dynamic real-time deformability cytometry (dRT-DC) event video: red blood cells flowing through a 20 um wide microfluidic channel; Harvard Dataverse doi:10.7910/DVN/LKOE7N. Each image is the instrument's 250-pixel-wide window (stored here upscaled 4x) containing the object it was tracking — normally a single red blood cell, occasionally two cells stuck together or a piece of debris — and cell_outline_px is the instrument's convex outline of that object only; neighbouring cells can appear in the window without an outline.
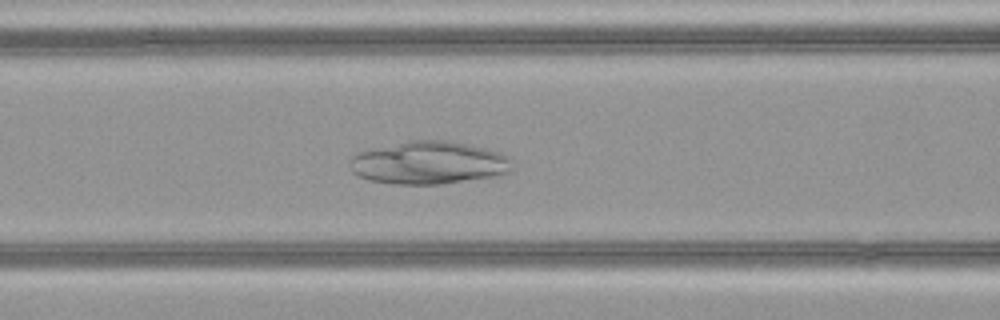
{"species": "common noctule bat (a hibernating species)", "species_latin": "Nyctalus noctula", "temperature_condition": "warm", "stored_images_in_passage": 50, "camera_frame_rate_fps": 3000, "um_per_image_px": 0.085, "animal": {"sex": "female", "body_mass_g": 21.9}, "frame": {"image": 1, "passage_image": 21, "time_ms": 6.667, "image_size_px": [1000, 320], "cell_outline_px": [[512, 168], [508, 172], [500, 176], [440, 184], [392, 184], [368, 180], [356, 176], [348, 168], [348, 160], [352, 156], [368, 148], [408, 140], [448, 140], [488, 148], [500, 152], [508, 156]], "centroid_in_image_um": [36.39, 13.83], "position_along_channel_um": 130.2, "area_um2": 41.33}}
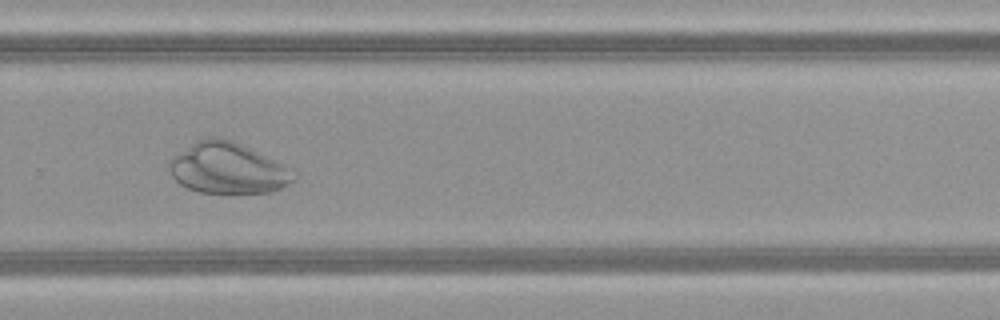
{"frame": {"image": 2, "passage_image": 34, "time_ms": 11.0, "image_size_px": [1000, 320], "cell_outline_px": [[296, 180], [272, 192], [236, 196], [228, 196], [200, 192], [188, 188], [180, 184], [172, 176], [172, 156], [196, 140], [208, 136], [216, 136], [232, 140], [292, 168]], "centroid_in_image_um": [19.4, 14.34], "position_along_channel_um": 310.4, "area_um2": 37.69}}
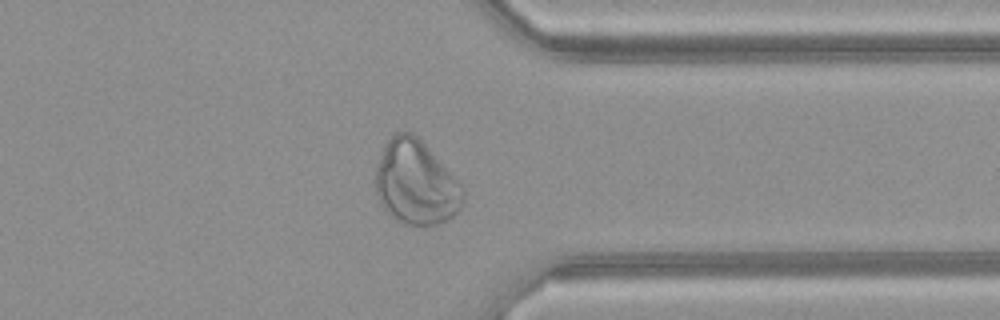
{"frame": {"image": 3, "passage_image": 39, "time_ms": 12.667, "image_size_px": [1000, 320], "cell_outline_px": [[464, 204], [452, 216], [436, 224], [420, 228], [404, 224], [396, 220], [380, 204], [376, 192], [376, 164], [384, 144], [396, 132], [412, 132], [424, 144], [464, 188]], "centroid_in_image_um": [35.33, 15.57], "position_along_channel_um": 376.1, "area_um2": 42.89}}